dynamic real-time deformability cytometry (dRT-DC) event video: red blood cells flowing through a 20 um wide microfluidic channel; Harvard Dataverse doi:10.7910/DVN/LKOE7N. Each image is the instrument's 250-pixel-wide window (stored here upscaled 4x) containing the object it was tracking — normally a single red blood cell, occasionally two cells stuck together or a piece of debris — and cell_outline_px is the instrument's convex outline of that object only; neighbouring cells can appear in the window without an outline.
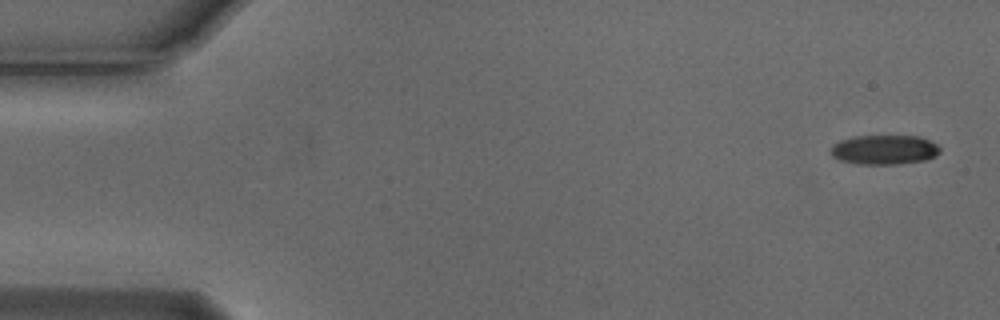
{"species": "Egyptian fruit bat (a non-hibernating species)", "species_latin": "Rousettus aegyptiacus", "temperature_condition": "cold", "stored_images_in_passage": 4, "camera_frame_rate_fps": 3000, "um_per_image_px": 0.085, "animal": {"sex": "male"}, "frame": {"image": 1, "passage_image": 1, "time_ms": 0.0, "image_size_px": [1000, 320], "cell_outline_px": [[940, 152], [924, 160], [896, 164], [856, 164], [840, 160], [832, 156], [832, 144], [840, 140], [852, 136], [920, 136], [936, 144], [940, 148]], "centroid_in_image_um": [75.13, 12.72], "position_along_channel_um": 9.9, "area_um2": 18.67}}
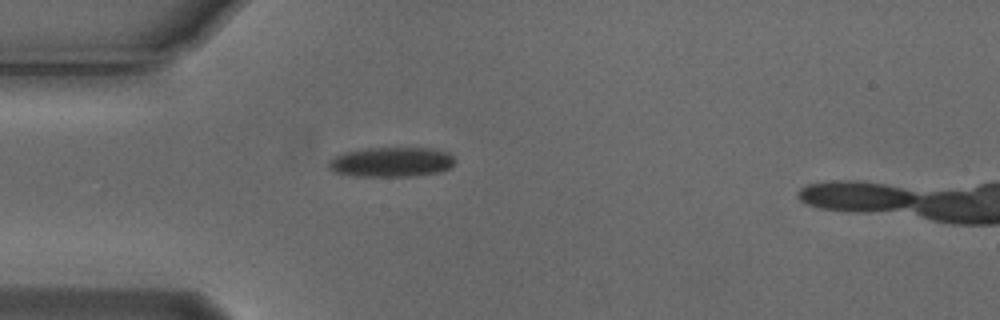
{"frame": {"image": 2, "passage_image": 4, "time_ms": 1.0, "image_size_px": [1000, 320], "cell_outline_px": [[456, 160], [452, 168], [440, 172], [416, 176], [352, 176], [332, 172], [328, 168], [328, 160], [344, 152], [368, 148], [432, 148], [448, 152]], "centroid_in_image_um": [33.28, 13.78], "position_along_channel_um": 51.7, "area_um2": 22.25}}